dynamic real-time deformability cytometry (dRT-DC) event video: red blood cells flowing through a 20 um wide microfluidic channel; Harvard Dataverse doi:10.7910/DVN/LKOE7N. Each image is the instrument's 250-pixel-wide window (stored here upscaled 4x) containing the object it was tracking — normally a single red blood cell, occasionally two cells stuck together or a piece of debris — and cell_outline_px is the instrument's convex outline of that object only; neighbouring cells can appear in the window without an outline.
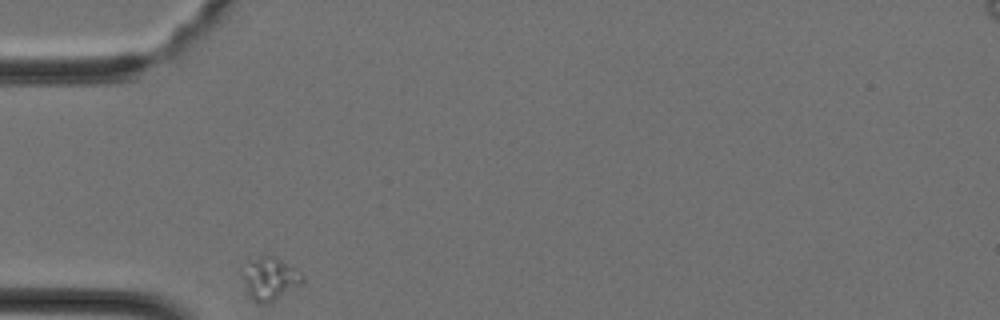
{"species": "Egyptian fruit bat (a non-hibernating species)", "species_latin": "Rousettus aegyptiacus", "temperature_condition": "cold", "stored_images_in_passage": 23, "camera_frame_rate_fps": 3000, "um_per_image_px": 0.085, "animal": {"sex": "female"}, "frame": {"image": 1, "passage_image": 1, "time_ms": 0.0, "image_size_px": [1000, 320], "cell_outline_px": [[304, 280], [300, 284], [268, 304], [260, 304], [252, 300], [248, 292], [244, 280], [240, 264], [248, 260], [260, 256], [276, 256], [296, 268], [304, 276]], "centroid_in_image_um": [22.9, 23.65], "position_along_channel_um": 62.1, "area_um2": 15.14}}